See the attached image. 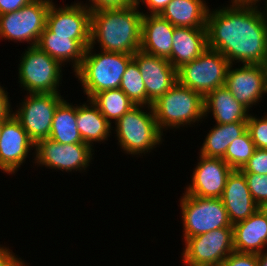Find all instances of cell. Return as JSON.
<instances>
[{
    "label": "cell",
    "mask_w": 267,
    "mask_h": 266,
    "mask_svg": "<svg viewBox=\"0 0 267 266\" xmlns=\"http://www.w3.org/2000/svg\"><path fill=\"white\" fill-rule=\"evenodd\" d=\"M229 5L208 10V48L220 52L230 64L267 65L265 12L260 7Z\"/></svg>",
    "instance_id": "cell-1"
},
{
    "label": "cell",
    "mask_w": 267,
    "mask_h": 266,
    "mask_svg": "<svg viewBox=\"0 0 267 266\" xmlns=\"http://www.w3.org/2000/svg\"><path fill=\"white\" fill-rule=\"evenodd\" d=\"M143 11L138 6L91 12V41L100 50L134 54L140 50Z\"/></svg>",
    "instance_id": "cell-2"
},
{
    "label": "cell",
    "mask_w": 267,
    "mask_h": 266,
    "mask_svg": "<svg viewBox=\"0 0 267 266\" xmlns=\"http://www.w3.org/2000/svg\"><path fill=\"white\" fill-rule=\"evenodd\" d=\"M94 48H86L81 65L74 72L87 99L103 90L119 88L126 67L133 59L132 54L102 50L100 53H94Z\"/></svg>",
    "instance_id": "cell-3"
},
{
    "label": "cell",
    "mask_w": 267,
    "mask_h": 266,
    "mask_svg": "<svg viewBox=\"0 0 267 266\" xmlns=\"http://www.w3.org/2000/svg\"><path fill=\"white\" fill-rule=\"evenodd\" d=\"M151 106L162 133L169 128L177 129L204 119V98L179 82L175 83Z\"/></svg>",
    "instance_id": "cell-4"
},
{
    "label": "cell",
    "mask_w": 267,
    "mask_h": 266,
    "mask_svg": "<svg viewBox=\"0 0 267 266\" xmlns=\"http://www.w3.org/2000/svg\"><path fill=\"white\" fill-rule=\"evenodd\" d=\"M148 108L147 110H142ZM135 105L115 123L118 145L128 155H142L162 144L164 133L157 125L152 106ZM146 111V112H145Z\"/></svg>",
    "instance_id": "cell-5"
},
{
    "label": "cell",
    "mask_w": 267,
    "mask_h": 266,
    "mask_svg": "<svg viewBox=\"0 0 267 266\" xmlns=\"http://www.w3.org/2000/svg\"><path fill=\"white\" fill-rule=\"evenodd\" d=\"M18 65V82L27 94L55 93L61 94L62 66L38 46H28L21 54ZM61 80V81H60ZM61 82V83H60Z\"/></svg>",
    "instance_id": "cell-6"
},
{
    "label": "cell",
    "mask_w": 267,
    "mask_h": 266,
    "mask_svg": "<svg viewBox=\"0 0 267 266\" xmlns=\"http://www.w3.org/2000/svg\"><path fill=\"white\" fill-rule=\"evenodd\" d=\"M180 207L184 241L218 228H233L221 198H201L183 193Z\"/></svg>",
    "instance_id": "cell-7"
},
{
    "label": "cell",
    "mask_w": 267,
    "mask_h": 266,
    "mask_svg": "<svg viewBox=\"0 0 267 266\" xmlns=\"http://www.w3.org/2000/svg\"><path fill=\"white\" fill-rule=\"evenodd\" d=\"M230 62L218 51L207 48L192 62L177 69L178 82L205 98L225 85Z\"/></svg>",
    "instance_id": "cell-8"
},
{
    "label": "cell",
    "mask_w": 267,
    "mask_h": 266,
    "mask_svg": "<svg viewBox=\"0 0 267 266\" xmlns=\"http://www.w3.org/2000/svg\"><path fill=\"white\" fill-rule=\"evenodd\" d=\"M52 1L33 0L17 11L0 15V38L37 46Z\"/></svg>",
    "instance_id": "cell-9"
},
{
    "label": "cell",
    "mask_w": 267,
    "mask_h": 266,
    "mask_svg": "<svg viewBox=\"0 0 267 266\" xmlns=\"http://www.w3.org/2000/svg\"><path fill=\"white\" fill-rule=\"evenodd\" d=\"M25 98L12 114L36 144L49 138L55 110L64 98L55 93H29Z\"/></svg>",
    "instance_id": "cell-10"
},
{
    "label": "cell",
    "mask_w": 267,
    "mask_h": 266,
    "mask_svg": "<svg viewBox=\"0 0 267 266\" xmlns=\"http://www.w3.org/2000/svg\"><path fill=\"white\" fill-rule=\"evenodd\" d=\"M184 242L181 254L186 266H218L234 252L233 228H218Z\"/></svg>",
    "instance_id": "cell-11"
},
{
    "label": "cell",
    "mask_w": 267,
    "mask_h": 266,
    "mask_svg": "<svg viewBox=\"0 0 267 266\" xmlns=\"http://www.w3.org/2000/svg\"><path fill=\"white\" fill-rule=\"evenodd\" d=\"M33 153L36 165L71 172L86 170L94 153L86 143L62 144L51 139H43L35 144Z\"/></svg>",
    "instance_id": "cell-12"
},
{
    "label": "cell",
    "mask_w": 267,
    "mask_h": 266,
    "mask_svg": "<svg viewBox=\"0 0 267 266\" xmlns=\"http://www.w3.org/2000/svg\"><path fill=\"white\" fill-rule=\"evenodd\" d=\"M46 27L54 35L70 36L85 48L91 41V11L82 2L58 7L52 2L46 16Z\"/></svg>",
    "instance_id": "cell-13"
},
{
    "label": "cell",
    "mask_w": 267,
    "mask_h": 266,
    "mask_svg": "<svg viewBox=\"0 0 267 266\" xmlns=\"http://www.w3.org/2000/svg\"><path fill=\"white\" fill-rule=\"evenodd\" d=\"M232 67L233 64H230L224 86L238 102L251 109L267 93V65L242 64L235 69Z\"/></svg>",
    "instance_id": "cell-14"
},
{
    "label": "cell",
    "mask_w": 267,
    "mask_h": 266,
    "mask_svg": "<svg viewBox=\"0 0 267 266\" xmlns=\"http://www.w3.org/2000/svg\"><path fill=\"white\" fill-rule=\"evenodd\" d=\"M133 60L139 67L146 88V106H151L178 82L177 69L168 59L138 50Z\"/></svg>",
    "instance_id": "cell-15"
},
{
    "label": "cell",
    "mask_w": 267,
    "mask_h": 266,
    "mask_svg": "<svg viewBox=\"0 0 267 266\" xmlns=\"http://www.w3.org/2000/svg\"><path fill=\"white\" fill-rule=\"evenodd\" d=\"M199 155L191 183L184 193L201 198H221L227 177L233 169L222 158Z\"/></svg>",
    "instance_id": "cell-16"
},
{
    "label": "cell",
    "mask_w": 267,
    "mask_h": 266,
    "mask_svg": "<svg viewBox=\"0 0 267 266\" xmlns=\"http://www.w3.org/2000/svg\"><path fill=\"white\" fill-rule=\"evenodd\" d=\"M35 143L13 114L3 122L0 136V169L14 174L28 157Z\"/></svg>",
    "instance_id": "cell-17"
},
{
    "label": "cell",
    "mask_w": 267,
    "mask_h": 266,
    "mask_svg": "<svg viewBox=\"0 0 267 266\" xmlns=\"http://www.w3.org/2000/svg\"><path fill=\"white\" fill-rule=\"evenodd\" d=\"M221 200L232 225L246 220L259 210V206L251 196L246 178L240 170H232L228 175Z\"/></svg>",
    "instance_id": "cell-18"
},
{
    "label": "cell",
    "mask_w": 267,
    "mask_h": 266,
    "mask_svg": "<svg viewBox=\"0 0 267 266\" xmlns=\"http://www.w3.org/2000/svg\"><path fill=\"white\" fill-rule=\"evenodd\" d=\"M174 28L160 15L143 14L140 50L169 60Z\"/></svg>",
    "instance_id": "cell-19"
},
{
    "label": "cell",
    "mask_w": 267,
    "mask_h": 266,
    "mask_svg": "<svg viewBox=\"0 0 267 266\" xmlns=\"http://www.w3.org/2000/svg\"><path fill=\"white\" fill-rule=\"evenodd\" d=\"M232 227L235 252L260 254L267 248V218L260 210Z\"/></svg>",
    "instance_id": "cell-20"
},
{
    "label": "cell",
    "mask_w": 267,
    "mask_h": 266,
    "mask_svg": "<svg viewBox=\"0 0 267 266\" xmlns=\"http://www.w3.org/2000/svg\"><path fill=\"white\" fill-rule=\"evenodd\" d=\"M172 40L169 62L178 69L208 48L207 28L175 27Z\"/></svg>",
    "instance_id": "cell-21"
},
{
    "label": "cell",
    "mask_w": 267,
    "mask_h": 266,
    "mask_svg": "<svg viewBox=\"0 0 267 266\" xmlns=\"http://www.w3.org/2000/svg\"><path fill=\"white\" fill-rule=\"evenodd\" d=\"M249 111L225 86L214 89L204 98V117L212 113L216 124L247 122Z\"/></svg>",
    "instance_id": "cell-22"
},
{
    "label": "cell",
    "mask_w": 267,
    "mask_h": 266,
    "mask_svg": "<svg viewBox=\"0 0 267 266\" xmlns=\"http://www.w3.org/2000/svg\"><path fill=\"white\" fill-rule=\"evenodd\" d=\"M37 46L61 65L72 62L74 72L81 65L86 51L78 40L70 36L54 35L47 27L41 33Z\"/></svg>",
    "instance_id": "cell-23"
},
{
    "label": "cell",
    "mask_w": 267,
    "mask_h": 266,
    "mask_svg": "<svg viewBox=\"0 0 267 266\" xmlns=\"http://www.w3.org/2000/svg\"><path fill=\"white\" fill-rule=\"evenodd\" d=\"M87 102L89 103L77 105L76 122L83 142L93 147V142L106 141L115 127L111 126L91 99H87Z\"/></svg>",
    "instance_id": "cell-24"
},
{
    "label": "cell",
    "mask_w": 267,
    "mask_h": 266,
    "mask_svg": "<svg viewBox=\"0 0 267 266\" xmlns=\"http://www.w3.org/2000/svg\"><path fill=\"white\" fill-rule=\"evenodd\" d=\"M208 10L204 0H172L159 15L175 27L206 28Z\"/></svg>",
    "instance_id": "cell-25"
},
{
    "label": "cell",
    "mask_w": 267,
    "mask_h": 266,
    "mask_svg": "<svg viewBox=\"0 0 267 266\" xmlns=\"http://www.w3.org/2000/svg\"><path fill=\"white\" fill-rule=\"evenodd\" d=\"M247 131V122L216 124L209 130L200 148L205 157L223 158L228 146Z\"/></svg>",
    "instance_id": "cell-26"
},
{
    "label": "cell",
    "mask_w": 267,
    "mask_h": 266,
    "mask_svg": "<svg viewBox=\"0 0 267 266\" xmlns=\"http://www.w3.org/2000/svg\"><path fill=\"white\" fill-rule=\"evenodd\" d=\"M76 119L77 106L64 99L55 110L49 139L62 144L84 143Z\"/></svg>",
    "instance_id": "cell-27"
},
{
    "label": "cell",
    "mask_w": 267,
    "mask_h": 266,
    "mask_svg": "<svg viewBox=\"0 0 267 266\" xmlns=\"http://www.w3.org/2000/svg\"><path fill=\"white\" fill-rule=\"evenodd\" d=\"M91 101L98 107L101 114L110 124L113 119L116 122L135 106L120 88L103 90L96 93L91 98Z\"/></svg>",
    "instance_id": "cell-28"
},
{
    "label": "cell",
    "mask_w": 267,
    "mask_h": 266,
    "mask_svg": "<svg viewBox=\"0 0 267 266\" xmlns=\"http://www.w3.org/2000/svg\"><path fill=\"white\" fill-rule=\"evenodd\" d=\"M134 105L146 106V88L137 63L132 59L122 76L119 87Z\"/></svg>",
    "instance_id": "cell-29"
},
{
    "label": "cell",
    "mask_w": 267,
    "mask_h": 266,
    "mask_svg": "<svg viewBox=\"0 0 267 266\" xmlns=\"http://www.w3.org/2000/svg\"><path fill=\"white\" fill-rule=\"evenodd\" d=\"M256 146L250 134L246 131L242 136L235 139L229 146L222 158L233 170H240L252 157Z\"/></svg>",
    "instance_id": "cell-30"
},
{
    "label": "cell",
    "mask_w": 267,
    "mask_h": 266,
    "mask_svg": "<svg viewBox=\"0 0 267 266\" xmlns=\"http://www.w3.org/2000/svg\"><path fill=\"white\" fill-rule=\"evenodd\" d=\"M247 131L256 148L267 149V113L261 118H257L250 113L247 120Z\"/></svg>",
    "instance_id": "cell-31"
},
{
    "label": "cell",
    "mask_w": 267,
    "mask_h": 266,
    "mask_svg": "<svg viewBox=\"0 0 267 266\" xmlns=\"http://www.w3.org/2000/svg\"><path fill=\"white\" fill-rule=\"evenodd\" d=\"M251 196L258 206L267 202V175L243 173Z\"/></svg>",
    "instance_id": "cell-32"
},
{
    "label": "cell",
    "mask_w": 267,
    "mask_h": 266,
    "mask_svg": "<svg viewBox=\"0 0 267 266\" xmlns=\"http://www.w3.org/2000/svg\"><path fill=\"white\" fill-rule=\"evenodd\" d=\"M240 171L242 173L267 175V149L256 148L252 157Z\"/></svg>",
    "instance_id": "cell-33"
},
{
    "label": "cell",
    "mask_w": 267,
    "mask_h": 266,
    "mask_svg": "<svg viewBox=\"0 0 267 266\" xmlns=\"http://www.w3.org/2000/svg\"><path fill=\"white\" fill-rule=\"evenodd\" d=\"M218 266H258V256L234 251Z\"/></svg>",
    "instance_id": "cell-34"
},
{
    "label": "cell",
    "mask_w": 267,
    "mask_h": 266,
    "mask_svg": "<svg viewBox=\"0 0 267 266\" xmlns=\"http://www.w3.org/2000/svg\"><path fill=\"white\" fill-rule=\"evenodd\" d=\"M89 2V5L84 3L82 4L91 12L101 9L126 8L131 6L127 0H89Z\"/></svg>",
    "instance_id": "cell-35"
},
{
    "label": "cell",
    "mask_w": 267,
    "mask_h": 266,
    "mask_svg": "<svg viewBox=\"0 0 267 266\" xmlns=\"http://www.w3.org/2000/svg\"><path fill=\"white\" fill-rule=\"evenodd\" d=\"M8 247L0 245V266H27L24 260L16 257Z\"/></svg>",
    "instance_id": "cell-36"
},
{
    "label": "cell",
    "mask_w": 267,
    "mask_h": 266,
    "mask_svg": "<svg viewBox=\"0 0 267 266\" xmlns=\"http://www.w3.org/2000/svg\"><path fill=\"white\" fill-rule=\"evenodd\" d=\"M33 0H0V15L11 13L30 4Z\"/></svg>",
    "instance_id": "cell-37"
},
{
    "label": "cell",
    "mask_w": 267,
    "mask_h": 266,
    "mask_svg": "<svg viewBox=\"0 0 267 266\" xmlns=\"http://www.w3.org/2000/svg\"><path fill=\"white\" fill-rule=\"evenodd\" d=\"M8 92L0 85V120H6L12 115Z\"/></svg>",
    "instance_id": "cell-38"
},
{
    "label": "cell",
    "mask_w": 267,
    "mask_h": 266,
    "mask_svg": "<svg viewBox=\"0 0 267 266\" xmlns=\"http://www.w3.org/2000/svg\"><path fill=\"white\" fill-rule=\"evenodd\" d=\"M171 1L172 0H142L141 2L146 4L145 6L150 11L149 13L146 12L143 14L159 15Z\"/></svg>",
    "instance_id": "cell-39"
},
{
    "label": "cell",
    "mask_w": 267,
    "mask_h": 266,
    "mask_svg": "<svg viewBox=\"0 0 267 266\" xmlns=\"http://www.w3.org/2000/svg\"><path fill=\"white\" fill-rule=\"evenodd\" d=\"M261 0H231V4L238 5V6H254L258 7V4ZM267 4V0H265Z\"/></svg>",
    "instance_id": "cell-40"
},
{
    "label": "cell",
    "mask_w": 267,
    "mask_h": 266,
    "mask_svg": "<svg viewBox=\"0 0 267 266\" xmlns=\"http://www.w3.org/2000/svg\"><path fill=\"white\" fill-rule=\"evenodd\" d=\"M258 256V266H267V251H263Z\"/></svg>",
    "instance_id": "cell-41"
},
{
    "label": "cell",
    "mask_w": 267,
    "mask_h": 266,
    "mask_svg": "<svg viewBox=\"0 0 267 266\" xmlns=\"http://www.w3.org/2000/svg\"><path fill=\"white\" fill-rule=\"evenodd\" d=\"M259 210L263 213V215L267 218V202L263 203L259 206Z\"/></svg>",
    "instance_id": "cell-42"
},
{
    "label": "cell",
    "mask_w": 267,
    "mask_h": 266,
    "mask_svg": "<svg viewBox=\"0 0 267 266\" xmlns=\"http://www.w3.org/2000/svg\"><path fill=\"white\" fill-rule=\"evenodd\" d=\"M133 6H140L142 0H127Z\"/></svg>",
    "instance_id": "cell-43"
},
{
    "label": "cell",
    "mask_w": 267,
    "mask_h": 266,
    "mask_svg": "<svg viewBox=\"0 0 267 266\" xmlns=\"http://www.w3.org/2000/svg\"><path fill=\"white\" fill-rule=\"evenodd\" d=\"M5 120H0V136H1V132H2V125H3V122H4Z\"/></svg>",
    "instance_id": "cell-44"
},
{
    "label": "cell",
    "mask_w": 267,
    "mask_h": 266,
    "mask_svg": "<svg viewBox=\"0 0 267 266\" xmlns=\"http://www.w3.org/2000/svg\"><path fill=\"white\" fill-rule=\"evenodd\" d=\"M264 5H266V6H265V10H266V11L264 10V12H265V14H266V18H267V4H264Z\"/></svg>",
    "instance_id": "cell-45"
}]
</instances>
